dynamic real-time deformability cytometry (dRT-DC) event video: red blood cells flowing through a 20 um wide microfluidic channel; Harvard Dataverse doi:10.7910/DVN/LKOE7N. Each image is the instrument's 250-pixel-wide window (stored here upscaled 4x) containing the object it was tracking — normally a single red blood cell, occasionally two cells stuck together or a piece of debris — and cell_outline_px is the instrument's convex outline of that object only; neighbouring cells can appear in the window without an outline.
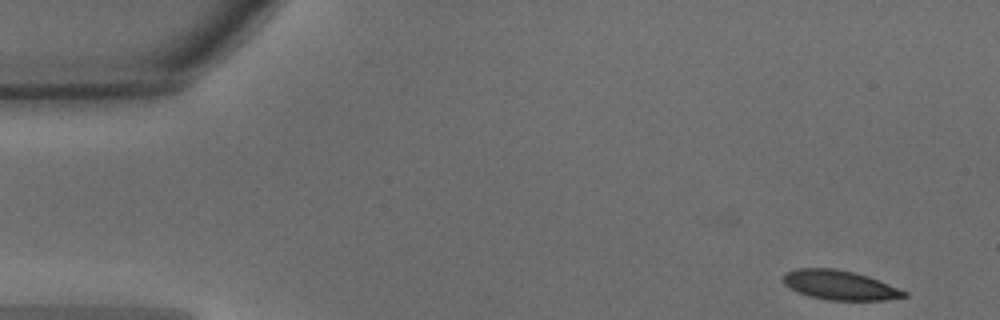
{"species": "common noctule bat (a hibernating species)", "species_latin": "Nyctalus noctula", "temperature_condition": "warm", "stored_images_in_passage": 38, "camera_frame_rate_fps": 3000, "um_per_image_px": 0.085, "animal": {"sex": "male", "body_mass_g": 15.6}, "frame": {"image": 1, "passage_image": 1, "time_ms": 0.0, "image_size_px": [1000, 320], "cell_outline_px": [[908, 296], [884, 300], [828, 300], [808, 296], [784, 284], [784, 272], [796, 268], [836, 268], [856, 272], [868, 276], [908, 292]], "centroid_in_image_um": [71.38, 24.22], "position_along_channel_um": 13.6, "area_um2": 20.69}}
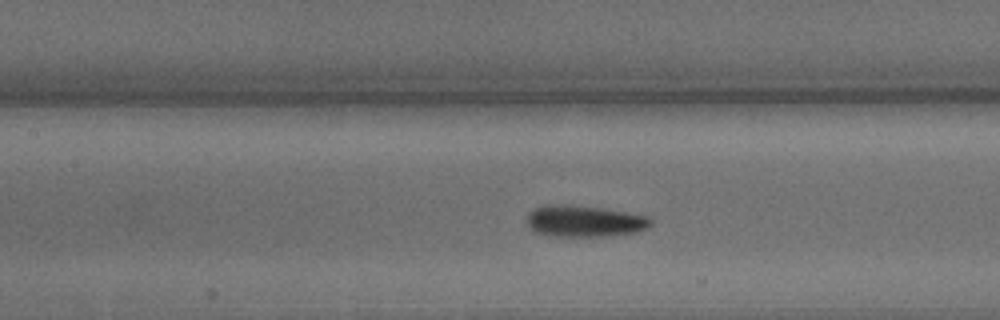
{"frame": {"image": 2, "passage_image": 20, "time_ms": 6.333, "image_size_px": [1000, 320], "cell_outline_px": [[652, 224], [648, 228], [640, 232], [608, 236], [548, 236], [532, 232], [528, 228], [528, 212], [532, 208], [548, 204], [560, 204], [600, 208], [648, 216], [652, 220]], "centroid_in_image_um": [49.64, 18.81], "position_along_channel_um": 157.8, "area_um2": 23.0}}
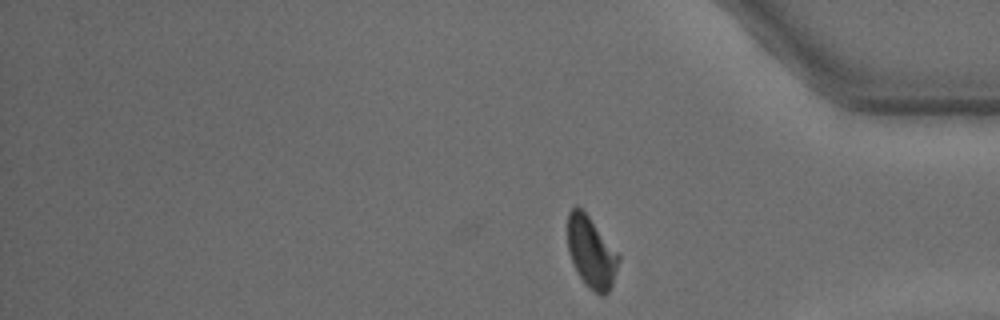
{"frame": {"image": 3, "passage_image": 38, "time_ms": 12.333, "image_size_px": [1000, 320], "cell_outline_px": [[620, 260], [612, 284], [608, 292], [604, 296], [600, 296], [588, 288], [584, 284], [576, 272], [568, 252], [568, 212], [576, 204], [588, 216], [620, 256]], "centroid_in_image_um": [50.24, 21.49], "position_along_channel_um": 385.0, "area_um2": 21.1}, "authors_computed_cell_mechanics": {"area_um2": 22.0218, "velocity_mm_per_s": 4.0348, "shape_relaxation_time_tau1_ms": 3.6291, "shape_relaxation_time_tau2_ms": 1.7525, "deformation_change_tau1": 0.1259, "deformation_change_tau2": 0.0773}}